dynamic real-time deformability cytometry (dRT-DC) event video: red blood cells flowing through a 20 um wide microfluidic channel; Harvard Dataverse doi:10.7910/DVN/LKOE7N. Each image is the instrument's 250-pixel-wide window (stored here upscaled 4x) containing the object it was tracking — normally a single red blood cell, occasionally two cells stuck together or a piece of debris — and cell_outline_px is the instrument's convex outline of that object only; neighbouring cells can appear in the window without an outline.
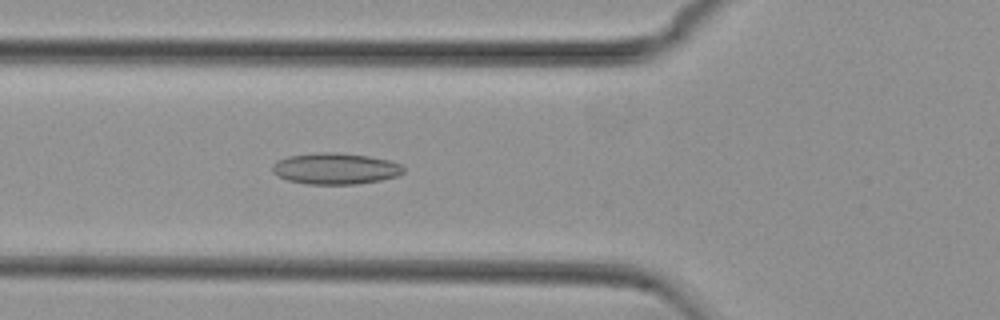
{"species": "common noctule bat (a hibernating species)", "species_latin": "Nyctalus noctula", "temperature_condition": "cold", "stored_images_in_passage": 55, "camera_frame_rate_fps": 3000, "um_per_image_px": 0.085, "animal": {"sex": "female", "body_mass_g": 29.2, "forearm_length_mm": 56.3}, "frame": {"image": 1, "passage_image": 20, "time_ms": 6.333, "image_size_px": [1000, 320], "cell_outline_px": [[404, 172], [396, 176], [380, 180], [356, 184], [304, 184], [288, 180], [276, 176], [272, 172], [272, 164], [276, 160], [288, 156], [320, 152], [336, 152], [368, 156], [388, 160], [400, 164], [404, 168]], "centroid_in_image_um": [28.45, 14.33], "position_along_channel_um": 97.3, "area_um2": 23.99}}
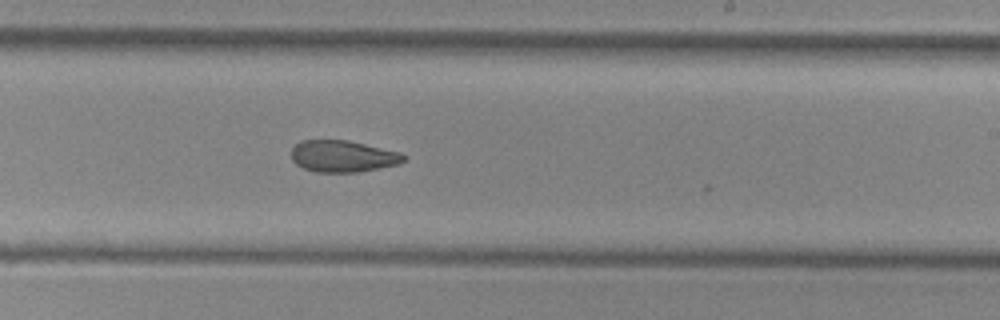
{"frame": {"image": 2, "passage_image": 33, "time_ms": 10.667, "image_size_px": [1000, 320], "cell_outline_px": [[404, 160], [396, 164], [356, 172], [316, 172], [304, 168], [296, 164], [292, 160], [292, 148], [300, 140], [348, 140], [400, 152], [404, 156]], "centroid_in_image_um": [29.09, 13.27], "position_along_channel_um": 259.9, "area_um2": 20.46}}
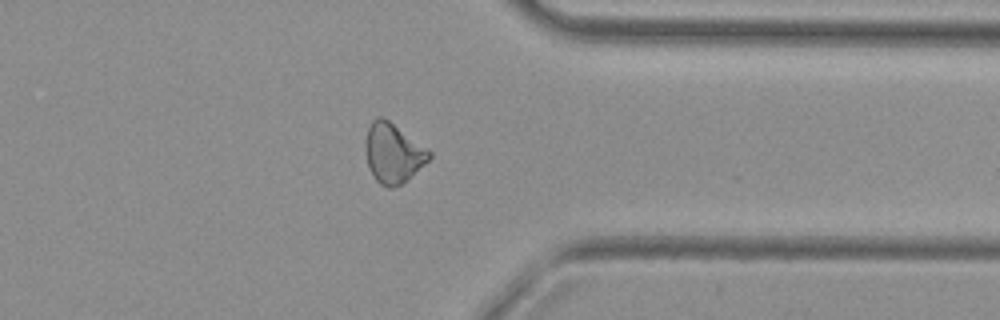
{"frame": {"image": 3, "passage_image": 43, "time_ms": 14.0, "image_size_px": [1000, 320], "cell_outline_px": [[432, 156], [408, 180], [392, 188], [388, 188], [380, 184], [372, 176], [368, 168], [364, 148], [364, 144], [368, 128], [372, 120], [376, 116], [380, 116], [388, 120], [428, 148], [432, 152]], "centroid_in_image_um": [33.39, 13.02], "position_along_channel_um": 378.0, "area_um2": 22.37}, "authors_computed_cell_mechanics": {"area_um2": 22.542, "velocity_mm_per_s": 3.743, "shape_relaxation_time_tau1_ms": null, "shape_relaxation_time_tau2_ms": 6.0945, "deformation_change_tau1": null, "deformation_change_tau2": 0.1406}}